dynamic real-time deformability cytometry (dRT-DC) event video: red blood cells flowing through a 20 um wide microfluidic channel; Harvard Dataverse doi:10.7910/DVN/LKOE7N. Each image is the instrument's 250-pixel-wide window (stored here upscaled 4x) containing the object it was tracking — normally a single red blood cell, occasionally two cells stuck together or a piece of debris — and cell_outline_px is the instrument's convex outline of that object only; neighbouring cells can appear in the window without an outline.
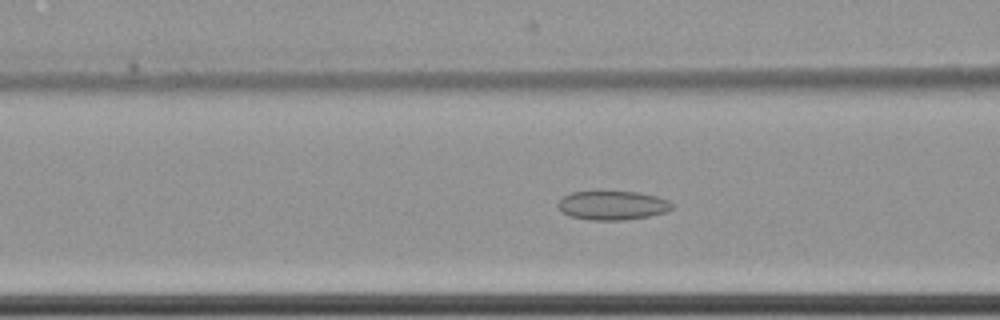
{"species": "common noctule bat (a hibernating species)", "species_latin": "Nyctalus noctula", "temperature_condition": "cold", "stored_images_in_passage": 60, "camera_frame_rate_fps": 3000, "um_per_image_px": 0.085, "animal": {"sex": "female", "body_mass_g": 22.7, "forearm_length_mm": 54.2}, "frame": {"image": 1, "passage_image": 25, "time_ms": 8.0, "image_size_px": [1000, 320], "cell_outline_px": [[672, 208], [668, 212], [648, 216], [624, 220], [588, 220], [572, 216], [564, 212], [560, 208], [560, 200], [564, 196], [572, 192], [636, 192], [656, 196], [668, 200], [672, 204]], "centroid_in_image_um": [52.12, 17.46], "position_along_channel_um": 114.5, "area_um2": 18.9}}
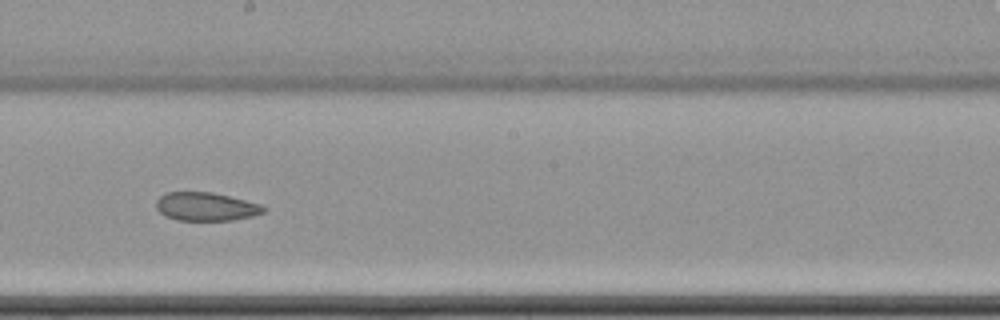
{"frame": {"image": 2, "passage_image": 35, "time_ms": 11.333, "image_size_px": [1000, 320], "cell_outline_px": [[268, 208], [264, 212], [252, 216], [232, 220], [176, 220], [164, 216], [156, 208], [156, 200], [164, 192], [212, 192], [260, 204]], "centroid_in_image_um": [17.48, 17.56], "position_along_channel_um": 230.7, "area_um2": 17.8}}
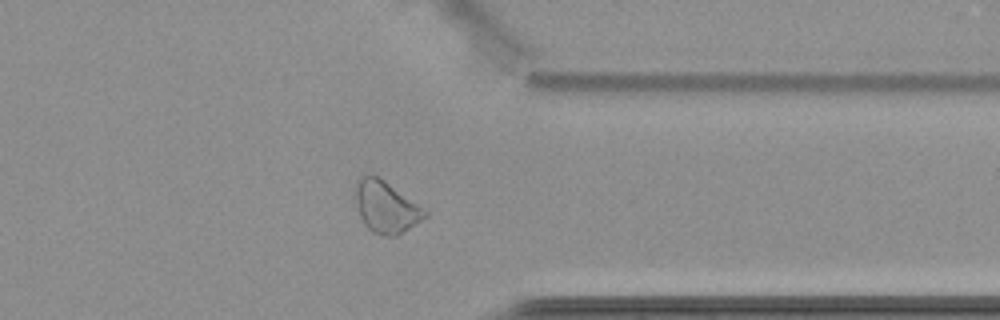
{"frame": {"image": 3, "passage_image": 48, "time_ms": 15.667, "image_size_px": [1000, 320], "cell_outline_px": [[428, 216], [396, 236], [380, 236], [372, 232], [364, 224], [360, 216], [356, 200], [356, 180], [360, 176], [376, 176], [384, 180], [424, 208], [428, 212]], "centroid_in_image_um": [32.81, 17.62], "position_along_channel_um": 378.6, "area_um2": 20.69}, "authors_computed_cell_mechanics": {"area_um2": 22.4264, "velocity_mm_per_s": 3.4859, "shape_relaxation_time_tau1_ms": null, "shape_relaxation_time_tau2_ms": 4.5314, "deformation_change_tau1": null, "deformation_change_tau2": 0.0882}}